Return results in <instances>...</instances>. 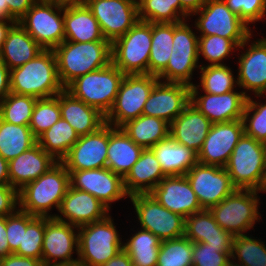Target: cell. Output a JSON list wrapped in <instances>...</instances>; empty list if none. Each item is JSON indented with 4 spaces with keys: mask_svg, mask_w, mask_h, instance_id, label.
<instances>
[{
    "mask_svg": "<svg viewBox=\"0 0 266 266\" xmlns=\"http://www.w3.org/2000/svg\"><path fill=\"white\" fill-rule=\"evenodd\" d=\"M69 186V172L61 162H57L18 191V209L37 217H54L50 211L53 208L59 210Z\"/></svg>",
    "mask_w": 266,
    "mask_h": 266,
    "instance_id": "6da1fadb",
    "label": "cell"
},
{
    "mask_svg": "<svg viewBox=\"0 0 266 266\" xmlns=\"http://www.w3.org/2000/svg\"><path fill=\"white\" fill-rule=\"evenodd\" d=\"M58 77L66 88L76 78L106 67L112 62L109 41H63L53 49Z\"/></svg>",
    "mask_w": 266,
    "mask_h": 266,
    "instance_id": "7a4b0ae2",
    "label": "cell"
},
{
    "mask_svg": "<svg viewBox=\"0 0 266 266\" xmlns=\"http://www.w3.org/2000/svg\"><path fill=\"white\" fill-rule=\"evenodd\" d=\"M61 85L53 49H44L29 62L10 70V92L40 98L56 96Z\"/></svg>",
    "mask_w": 266,
    "mask_h": 266,
    "instance_id": "3957f363",
    "label": "cell"
},
{
    "mask_svg": "<svg viewBox=\"0 0 266 266\" xmlns=\"http://www.w3.org/2000/svg\"><path fill=\"white\" fill-rule=\"evenodd\" d=\"M112 218L78 227V261L85 266H101L123 249V235L120 236Z\"/></svg>",
    "mask_w": 266,
    "mask_h": 266,
    "instance_id": "277c9868",
    "label": "cell"
},
{
    "mask_svg": "<svg viewBox=\"0 0 266 266\" xmlns=\"http://www.w3.org/2000/svg\"><path fill=\"white\" fill-rule=\"evenodd\" d=\"M260 199L257 190L236 189L209 210L223 230L233 236L245 235L251 229L255 232L254 225L263 220Z\"/></svg>",
    "mask_w": 266,
    "mask_h": 266,
    "instance_id": "5b68a950",
    "label": "cell"
},
{
    "mask_svg": "<svg viewBox=\"0 0 266 266\" xmlns=\"http://www.w3.org/2000/svg\"><path fill=\"white\" fill-rule=\"evenodd\" d=\"M125 74L112 62L76 78L65 89L106 116L112 108Z\"/></svg>",
    "mask_w": 266,
    "mask_h": 266,
    "instance_id": "8992f818",
    "label": "cell"
},
{
    "mask_svg": "<svg viewBox=\"0 0 266 266\" xmlns=\"http://www.w3.org/2000/svg\"><path fill=\"white\" fill-rule=\"evenodd\" d=\"M152 23L138 22L111 44L112 63L125 75L148 74Z\"/></svg>",
    "mask_w": 266,
    "mask_h": 266,
    "instance_id": "52a82bcc",
    "label": "cell"
},
{
    "mask_svg": "<svg viewBox=\"0 0 266 266\" xmlns=\"http://www.w3.org/2000/svg\"><path fill=\"white\" fill-rule=\"evenodd\" d=\"M198 36L218 35L231 39L238 47L255 31L233 13L224 0H206L204 6L192 13Z\"/></svg>",
    "mask_w": 266,
    "mask_h": 266,
    "instance_id": "ba28073f",
    "label": "cell"
},
{
    "mask_svg": "<svg viewBox=\"0 0 266 266\" xmlns=\"http://www.w3.org/2000/svg\"><path fill=\"white\" fill-rule=\"evenodd\" d=\"M224 168L237 189L258 190L266 168L265 144L243 134Z\"/></svg>",
    "mask_w": 266,
    "mask_h": 266,
    "instance_id": "9c48e42d",
    "label": "cell"
},
{
    "mask_svg": "<svg viewBox=\"0 0 266 266\" xmlns=\"http://www.w3.org/2000/svg\"><path fill=\"white\" fill-rule=\"evenodd\" d=\"M18 22L43 49L64 41V5L57 0H37Z\"/></svg>",
    "mask_w": 266,
    "mask_h": 266,
    "instance_id": "30bf717a",
    "label": "cell"
},
{
    "mask_svg": "<svg viewBox=\"0 0 266 266\" xmlns=\"http://www.w3.org/2000/svg\"><path fill=\"white\" fill-rule=\"evenodd\" d=\"M129 198L139 228L150 231L162 241L184 236L185 218L182 215L163 207L150 193L134 194Z\"/></svg>",
    "mask_w": 266,
    "mask_h": 266,
    "instance_id": "8fae6325",
    "label": "cell"
},
{
    "mask_svg": "<svg viewBox=\"0 0 266 266\" xmlns=\"http://www.w3.org/2000/svg\"><path fill=\"white\" fill-rule=\"evenodd\" d=\"M158 77L150 74L125 75L105 123L121 127L142 115L144 105Z\"/></svg>",
    "mask_w": 266,
    "mask_h": 266,
    "instance_id": "7c38bea8",
    "label": "cell"
},
{
    "mask_svg": "<svg viewBox=\"0 0 266 266\" xmlns=\"http://www.w3.org/2000/svg\"><path fill=\"white\" fill-rule=\"evenodd\" d=\"M252 36L256 37L252 33L238 47L236 58L238 86L247 97L266 95V38L262 36L255 41Z\"/></svg>",
    "mask_w": 266,
    "mask_h": 266,
    "instance_id": "4fadbf2b",
    "label": "cell"
},
{
    "mask_svg": "<svg viewBox=\"0 0 266 266\" xmlns=\"http://www.w3.org/2000/svg\"><path fill=\"white\" fill-rule=\"evenodd\" d=\"M86 5L111 44L139 20L137 0H89Z\"/></svg>",
    "mask_w": 266,
    "mask_h": 266,
    "instance_id": "5bb4252c",
    "label": "cell"
},
{
    "mask_svg": "<svg viewBox=\"0 0 266 266\" xmlns=\"http://www.w3.org/2000/svg\"><path fill=\"white\" fill-rule=\"evenodd\" d=\"M70 187L95 196L109 210L112 204L129 198L123 178L109 168L68 170Z\"/></svg>",
    "mask_w": 266,
    "mask_h": 266,
    "instance_id": "9a60e30c",
    "label": "cell"
},
{
    "mask_svg": "<svg viewBox=\"0 0 266 266\" xmlns=\"http://www.w3.org/2000/svg\"><path fill=\"white\" fill-rule=\"evenodd\" d=\"M203 209L209 210L237 188L224 167L197 162L185 174Z\"/></svg>",
    "mask_w": 266,
    "mask_h": 266,
    "instance_id": "2e32d148",
    "label": "cell"
},
{
    "mask_svg": "<svg viewBox=\"0 0 266 266\" xmlns=\"http://www.w3.org/2000/svg\"><path fill=\"white\" fill-rule=\"evenodd\" d=\"M76 253V254H75ZM78 227L55 217H45L42 261L45 266L78 261Z\"/></svg>",
    "mask_w": 266,
    "mask_h": 266,
    "instance_id": "e0dca14e",
    "label": "cell"
},
{
    "mask_svg": "<svg viewBox=\"0 0 266 266\" xmlns=\"http://www.w3.org/2000/svg\"><path fill=\"white\" fill-rule=\"evenodd\" d=\"M109 144V124L96 132L82 135L71 147L61 163L67 170L105 168Z\"/></svg>",
    "mask_w": 266,
    "mask_h": 266,
    "instance_id": "ac0fdd59",
    "label": "cell"
},
{
    "mask_svg": "<svg viewBox=\"0 0 266 266\" xmlns=\"http://www.w3.org/2000/svg\"><path fill=\"white\" fill-rule=\"evenodd\" d=\"M244 134L242 119L212 123V126L198 153V162L225 167L233 149Z\"/></svg>",
    "mask_w": 266,
    "mask_h": 266,
    "instance_id": "d6986e66",
    "label": "cell"
},
{
    "mask_svg": "<svg viewBox=\"0 0 266 266\" xmlns=\"http://www.w3.org/2000/svg\"><path fill=\"white\" fill-rule=\"evenodd\" d=\"M190 86L158 80L143 108L142 115L174 121L190 103Z\"/></svg>",
    "mask_w": 266,
    "mask_h": 266,
    "instance_id": "ffe728a7",
    "label": "cell"
},
{
    "mask_svg": "<svg viewBox=\"0 0 266 266\" xmlns=\"http://www.w3.org/2000/svg\"><path fill=\"white\" fill-rule=\"evenodd\" d=\"M150 194L163 207L184 218L204 210L185 175L166 176Z\"/></svg>",
    "mask_w": 266,
    "mask_h": 266,
    "instance_id": "44dd1931",
    "label": "cell"
},
{
    "mask_svg": "<svg viewBox=\"0 0 266 266\" xmlns=\"http://www.w3.org/2000/svg\"><path fill=\"white\" fill-rule=\"evenodd\" d=\"M58 212L54 213L57 220L76 227L102 220L111 213L95 196L70 186L62 199Z\"/></svg>",
    "mask_w": 266,
    "mask_h": 266,
    "instance_id": "7402d4cb",
    "label": "cell"
},
{
    "mask_svg": "<svg viewBox=\"0 0 266 266\" xmlns=\"http://www.w3.org/2000/svg\"><path fill=\"white\" fill-rule=\"evenodd\" d=\"M239 89L219 95L190 92V103L212 123L240 120L248 97Z\"/></svg>",
    "mask_w": 266,
    "mask_h": 266,
    "instance_id": "603a6c76",
    "label": "cell"
},
{
    "mask_svg": "<svg viewBox=\"0 0 266 266\" xmlns=\"http://www.w3.org/2000/svg\"><path fill=\"white\" fill-rule=\"evenodd\" d=\"M212 122L189 103L183 112L170 123L169 136L179 144L195 151L201 150Z\"/></svg>",
    "mask_w": 266,
    "mask_h": 266,
    "instance_id": "cb8c5ba5",
    "label": "cell"
},
{
    "mask_svg": "<svg viewBox=\"0 0 266 266\" xmlns=\"http://www.w3.org/2000/svg\"><path fill=\"white\" fill-rule=\"evenodd\" d=\"M57 161L37 143L8 162L9 185L19 191L24 185L38 179Z\"/></svg>",
    "mask_w": 266,
    "mask_h": 266,
    "instance_id": "d4e9b609",
    "label": "cell"
},
{
    "mask_svg": "<svg viewBox=\"0 0 266 266\" xmlns=\"http://www.w3.org/2000/svg\"><path fill=\"white\" fill-rule=\"evenodd\" d=\"M184 236L193 243H207L224 253H232L234 236L218 225L210 210L204 209L185 218Z\"/></svg>",
    "mask_w": 266,
    "mask_h": 266,
    "instance_id": "484cf974",
    "label": "cell"
},
{
    "mask_svg": "<svg viewBox=\"0 0 266 266\" xmlns=\"http://www.w3.org/2000/svg\"><path fill=\"white\" fill-rule=\"evenodd\" d=\"M165 177L153 150L143 149L137 162L123 178L124 188L129 196L149 194Z\"/></svg>",
    "mask_w": 266,
    "mask_h": 266,
    "instance_id": "4316f807",
    "label": "cell"
},
{
    "mask_svg": "<svg viewBox=\"0 0 266 266\" xmlns=\"http://www.w3.org/2000/svg\"><path fill=\"white\" fill-rule=\"evenodd\" d=\"M61 118L66 120L79 136L96 132L105 124V116L96 108L74 97L65 88L60 92Z\"/></svg>",
    "mask_w": 266,
    "mask_h": 266,
    "instance_id": "83f0119b",
    "label": "cell"
},
{
    "mask_svg": "<svg viewBox=\"0 0 266 266\" xmlns=\"http://www.w3.org/2000/svg\"><path fill=\"white\" fill-rule=\"evenodd\" d=\"M64 33L65 41H108L86 4L64 5Z\"/></svg>",
    "mask_w": 266,
    "mask_h": 266,
    "instance_id": "f1b7e54d",
    "label": "cell"
},
{
    "mask_svg": "<svg viewBox=\"0 0 266 266\" xmlns=\"http://www.w3.org/2000/svg\"><path fill=\"white\" fill-rule=\"evenodd\" d=\"M143 149L121 127L109 125L106 167L115 174L124 178L139 159Z\"/></svg>",
    "mask_w": 266,
    "mask_h": 266,
    "instance_id": "f546056e",
    "label": "cell"
},
{
    "mask_svg": "<svg viewBox=\"0 0 266 266\" xmlns=\"http://www.w3.org/2000/svg\"><path fill=\"white\" fill-rule=\"evenodd\" d=\"M43 50L19 22H16L2 45L0 58L11 70L29 62Z\"/></svg>",
    "mask_w": 266,
    "mask_h": 266,
    "instance_id": "4dcf8cb0",
    "label": "cell"
},
{
    "mask_svg": "<svg viewBox=\"0 0 266 266\" xmlns=\"http://www.w3.org/2000/svg\"><path fill=\"white\" fill-rule=\"evenodd\" d=\"M166 176L185 175L198 162V154L170 136L152 148Z\"/></svg>",
    "mask_w": 266,
    "mask_h": 266,
    "instance_id": "1f68e13d",
    "label": "cell"
},
{
    "mask_svg": "<svg viewBox=\"0 0 266 266\" xmlns=\"http://www.w3.org/2000/svg\"><path fill=\"white\" fill-rule=\"evenodd\" d=\"M121 128L137 145L147 149L169 136L170 124L158 117L141 115Z\"/></svg>",
    "mask_w": 266,
    "mask_h": 266,
    "instance_id": "d6a6232c",
    "label": "cell"
},
{
    "mask_svg": "<svg viewBox=\"0 0 266 266\" xmlns=\"http://www.w3.org/2000/svg\"><path fill=\"white\" fill-rule=\"evenodd\" d=\"M123 240V250L130 256L133 266H157L162 240L150 231L138 227ZM132 235V236H131Z\"/></svg>",
    "mask_w": 266,
    "mask_h": 266,
    "instance_id": "836d02e7",
    "label": "cell"
},
{
    "mask_svg": "<svg viewBox=\"0 0 266 266\" xmlns=\"http://www.w3.org/2000/svg\"><path fill=\"white\" fill-rule=\"evenodd\" d=\"M199 83L191 86L190 92H202L214 95L225 94L236 90L237 75L226 65L202 66L199 71Z\"/></svg>",
    "mask_w": 266,
    "mask_h": 266,
    "instance_id": "e575fe53",
    "label": "cell"
},
{
    "mask_svg": "<svg viewBox=\"0 0 266 266\" xmlns=\"http://www.w3.org/2000/svg\"><path fill=\"white\" fill-rule=\"evenodd\" d=\"M79 137L74 128L60 118L37 138V144L57 162H61Z\"/></svg>",
    "mask_w": 266,
    "mask_h": 266,
    "instance_id": "d590c367",
    "label": "cell"
},
{
    "mask_svg": "<svg viewBox=\"0 0 266 266\" xmlns=\"http://www.w3.org/2000/svg\"><path fill=\"white\" fill-rule=\"evenodd\" d=\"M37 143L29 126L15 125L0 118V155L11 161Z\"/></svg>",
    "mask_w": 266,
    "mask_h": 266,
    "instance_id": "8d00e7d4",
    "label": "cell"
},
{
    "mask_svg": "<svg viewBox=\"0 0 266 266\" xmlns=\"http://www.w3.org/2000/svg\"><path fill=\"white\" fill-rule=\"evenodd\" d=\"M173 23H152L148 74L158 76L167 66L173 48Z\"/></svg>",
    "mask_w": 266,
    "mask_h": 266,
    "instance_id": "74e56055",
    "label": "cell"
},
{
    "mask_svg": "<svg viewBox=\"0 0 266 266\" xmlns=\"http://www.w3.org/2000/svg\"><path fill=\"white\" fill-rule=\"evenodd\" d=\"M200 69L199 52L172 51L166 68L157 76L160 81L194 86L192 80ZM196 70V71H195Z\"/></svg>",
    "mask_w": 266,
    "mask_h": 266,
    "instance_id": "f35d334b",
    "label": "cell"
},
{
    "mask_svg": "<svg viewBox=\"0 0 266 266\" xmlns=\"http://www.w3.org/2000/svg\"><path fill=\"white\" fill-rule=\"evenodd\" d=\"M138 18L150 23H179L181 16L180 0H137Z\"/></svg>",
    "mask_w": 266,
    "mask_h": 266,
    "instance_id": "ab89813d",
    "label": "cell"
},
{
    "mask_svg": "<svg viewBox=\"0 0 266 266\" xmlns=\"http://www.w3.org/2000/svg\"><path fill=\"white\" fill-rule=\"evenodd\" d=\"M251 234L234 236L231 261L244 266H266V244Z\"/></svg>",
    "mask_w": 266,
    "mask_h": 266,
    "instance_id": "60d3db41",
    "label": "cell"
},
{
    "mask_svg": "<svg viewBox=\"0 0 266 266\" xmlns=\"http://www.w3.org/2000/svg\"><path fill=\"white\" fill-rule=\"evenodd\" d=\"M237 50L238 46L231 39H226L218 35L199 36V59L202 56L208 62V64L207 62H205L206 64L200 62V67L226 65L224 61L229 57L231 58L232 55V59L236 58L233 53L235 51L237 52Z\"/></svg>",
    "mask_w": 266,
    "mask_h": 266,
    "instance_id": "b9f144b4",
    "label": "cell"
},
{
    "mask_svg": "<svg viewBox=\"0 0 266 266\" xmlns=\"http://www.w3.org/2000/svg\"><path fill=\"white\" fill-rule=\"evenodd\" d=\"M37 98L10 92L0 102V118L15 125L29 126Z\"/></svg>",
    "mask_w": 266,
    "mask_h": 266,
    "instance_id": "7bdbcfd3",
    "label": "cell"
},
{
    "mask_svg": "<svg viewBox=\"0 0 266 266\" xmlns=\"http://www.w3.org/2000/svg\"><path fill=\"white\" fill-rule=\"evenodd\" d=\"M253 97L258 100L256 101ZM261 97L265 101L264 103L261 101ZM265 98L266 95L248 97L242 116L244 134L264 144L266 143Z\"/></svg>",
    "mask_w": 266,
    "mask_h": 266,
    "instance_id": "ee69618b",
    "label": "cell"
},
{
    "mask_svg": "<svg viewBox=\"0 0 266 266\" xmlns=\"http://www.w3.org/2000/svg\"><path fill=\"white\" fill-rule=\"evenodd\" d=\"M60 118V93H58L53 97L37 99L29 127L37 139Z\"/></svg>",
    "mask_w": 266,
    "mask_h": 266,
    "instance_id": "f6af8a7d",
    "label": "cell"
},
{
    "mask_svg": "<svg viewBox=\"0 0 266 266\" xmlns=\"http://www.w3.org/2000/svg\"><path fill=\"white\" fill-rule=\"evenodd\" d=\"M193 242L185 236L161 242L157 266H193Z\"/></svg>",
    "mask_w": 266,
    "mask_h": 266,
    "instance_id": "bcb514c9",
    "label": "cell"
},
{
    "mask_svg": "<svg viewBox=\"0 0 266 266\" xmlns=\"http://www.w3.org/2000/svg\"><path fill=\"white\" fill-rule=\"evenodd\" d=\"M45 233V217H35L23 229L22 244L14 253L19 256L42 260V244Z\"/></svg>",
    "mask_w": 266,
    "mask_h": 266,
    "instance_id": "7dc6e473",
    "label": "cell"
},
{
    "mask_svg": "<svg viewBox=\"0 0 266 266\" xmlns=\"http://www.w3.org/2000/svg\"><path fill=\"white\" fill-rule=\"evenodd\" d=\"M224 2L249 27L266 19V0H224Z\"/></svg>",
    "mask_w": 266,
    "mask_h": 266,
    "instance_id": "c3c4849f",
    "label": "cell"
},
{
    "mask_svg": "<svg viewBox=\"0 0 266 266\" xmlns=\"http://www.w3.org/2000/svg\"><path fill=\"white\" fill-rule=\"evenodd\" d=\"M192 257L193 266H228L231 261V253L207 243H193Z\"/></svg>",
    "mask_w": 266,
    "mask_h": 266,
    "instance_id": "681fc988",
    "label": "cell"
},
{
    "mask_svg": "<svg viewBox=\"0 0 266 266\" xmlns=\"http://www.w3.org/2000/svg\"><path fill=\"white\" fill-rule=\"evenodd\" d=\"M35 217L19 209L13 214L6 216V237L10 246V254L18 250L20 244H22L23 229H26L27 225Z\"/></svg>",
    "mask_w": 266,
    "mask_h": 266,
    "instance_id": "f907efd6",
    "label": "cell"
},
{
    "mask_svg": "<svg viewBox=\"0 0 266 266\" xmlns=\"http://www.w3.org/2000/svg\"><path fill=\"white\" fill-rule=\"evenodd\" d=\"M191 19H186L179 23H173V48L174 52H199V36L193 31L192 25L188 23Z\"/></svg>",
    "mask_w": 266,
    "mask_h": 266,
    "instance_id": "816d5d0a",
    "label": "cell"
},
{
    "mask_svg": "<svg viewBox=\"0 0 266 266\" xmlns=\"http://www.w3.org/2000/svg\"><path fill=\"white\" fill-rule=\"evenodd\" d=\"M18 209V191L9 184L0 185V217L13 214Z\"/></svg>",
    "mask_w": 266,
    "mask_h": 266,
    "instance_id": "f5cc1de1",
    "label": "cell"
},
{
    "mask_svg": "<svg viewBox=\"0 0 266 266\" xmlns=\"http://www.w3.org/2000/svg\"><path fill=\"white\" fill-rule=\"evenodd\" d=\"M37 0H3L8 7V17L18 22Z\"/></svg>",
    "mask_w": 266,
    "mask_h": 266,
    "instance_id": "db71d44e",
    "label": "cell"
},
{
    "mask_svg": "<svg viewBox=\"0 0 266 266\" xmlns=\"http://www.w3.org/2000/svg\"><path fill=\"white\" fill-rule=\"evenodd\" d=\"M2 266H45L42 260L19 256L14 253L0 259Z\"/></svg>",
    "mask_w": 266,
    "mask_h": 266,
    "instance_id": "11a10c76",
    "label": "cell"
},
{
    "mask_svg": "<svg viewBox=\"0 0 266 266\" xmlns=\"http://www.w3.org/2000/svg\"><path fill=\"white\" fill-rule=\"evenodd\" d=\"M10 93V70L0 58V102Z\"/></svg>",
    "mask_w": 266,
    "mask_h": 266,
    "instance_id": "9f6ffc18",
    "label": "cell"
},
{
    "mask_svg": "<svg viewBox=\"0 0 266 266\" xmlns=\"http://www.w3.org/2000/svg\"><path fill=\"white\" fill-rule=\"evenodd\" d=\"M181 1V16L186 20L189 19V16L200 10L206 0H180Z\"/></svg>",
    "mask_w": 266,
    "mask_h": 266,
    "instance_id": "6f0895ef",
    "label": "cell"
},
{
    "mask_svg": "<svg viewBox=\"0 0 266 266\" xmlns=\"http://www.w3.org/2000/svg\"><path fill=\"white\" fill-rule=\"evenodd\" d=\"M6 236V216H2L0 217V259L10 254V246Z\"/></svg>",
    "mask_w": 266,
    "mask_h": 266,
    "instance_id": "680465c9",
    "label": "cell"
},
{
    "mask_svg": "<svg viewBox=\"0 0 266 266\" xmlns=\"http://www.w3.org/2000/svg\"><path fill=\"white\" fill-rule=\"evenodd\" d=\"M101 266H133L130 256L122 249Z\"/></svg>",
    "mask_w": 266,
    "mask_h": 266,
    "instance_id": "91938a15",
    "label": "cell"
},
{
    "mask_svg": "<svg viewBox=\"0 0 266 266\" xmlns=\"http://www.w3.org/2000/svg\"><path fill=\"white\" fill-rule=\"evenodd\" d=\"M15 23L16 21L11 20V19L0 20V51L7 37L9 30Z\"/></svg>",
    "mask_w": 266,
    "mask_h": 266,
    "instance_id": "94428289",
    "label": "cell"
},
{
    "mask_svg": "<svg viewBox=\"0 0 266 266\" xmlns=\"http://www.w3.org/2000/svg\"><path fill=\"white\" fill-rule=\"evenodd\" d=\"M9 184L8 161L0 155V185Z\"/></svg>",
    "mask_w": 266,
    "mask_h": 266,
    "instance_id": "6125c7cd",
    "label": "cell"
},
{
    "mask_svg": "<svg viewBox=\"0 0 266 266\" xmlns=\"http://www.w3.org/2000/svg\"><path fill=\"white\" fill-rule=\"evenodd\" d=\"M10 19L8 17V7L3 5V0H0V20Z\"/></svg>",
    "mask_w": 266,
    "mask_h": 266,
    "instance_id": "be15d7a7",
    "label": "cell"
},
{
    "mask_svg": "<svg viewBox=\"0 0 266 266\" xmlns=\"http://www.w3.org/2000/svg\"><path fill=\"white\" fill-rule=\"evenodd\" d=\"M57 1L63 5H79V4H86L89 0H57Z\"/></svg>",
    "mask_w": 266,
    "mask_h": 266,
    "instance_id": "e7e4bbea",
    "label": "cell"
},
{
    "mask_svg": "<svg viewBox=\"0 0 266 266\" xmlns=\"http://www.w3.org/2000/svg\"><path fill=\"white\" fill-rule=\"evenodd\" d=\"M258 193H263L265 194L266 193V168L264 170V174H263V178H262V181H261V184L259 186V189L257 190Z\"/></svg>",
    "mask_w": 266,
    "mask_h": 266,
    "instance_id": "03108f58",
    "label": "cell"
},
{
    "mask_svg": "<svg viewBox=\"0 0 266 266\" xmlns=\"http://www.w3.org/2000/svg\"><path fill=\"white\" fill-rule=\"evenodd\" d=\"M50 266H85L82 263H80L79 261L77 262H73V263H68V264H53Z\"/></svg>",
    "mask_w": 266,
    "mask_h": 266,
    "instance_id": "003e7915",
    "label": "cell"
},
{
    "mask_svg": "<svg viewBox=\"0 0 266 266\" xmlns=\"http://www.w3.org/2000/svg\"><path fill=\"white\" fill-rule=\"evenodd\" d=\"M228 266H244V265H241V264H239V263H236V262L230 261V263H229Z\"/></svg>",
    "mask_w": 266,
    "mask_h": 266,
    "instance_id": "a7ac6f4b",
    "label": "cell"
}]
</instances>
